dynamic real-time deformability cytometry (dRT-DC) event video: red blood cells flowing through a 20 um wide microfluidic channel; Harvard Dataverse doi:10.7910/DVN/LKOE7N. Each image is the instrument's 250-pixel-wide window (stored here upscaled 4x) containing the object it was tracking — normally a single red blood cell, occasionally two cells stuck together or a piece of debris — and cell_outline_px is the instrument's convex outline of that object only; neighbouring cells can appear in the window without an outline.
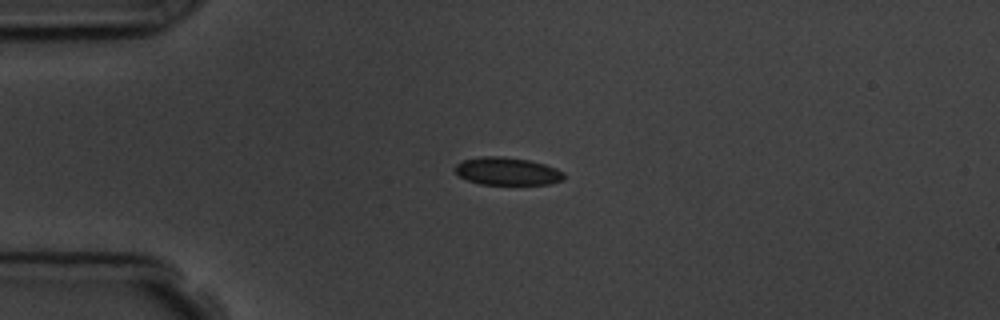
{"species": "common noctule bat (a hibernating species)", "species_latin": "Nyctalus noctula", "temperature_condition": "room temperature", "stored_images_in_passage": 4, "camera_frame_rate_fps": 3000, "um_per_image_px": 0.085, "animal": {"sex": "male", "body_mass_g": 19.5, "forearm_length_mm": 54.6}, "frame": {"image": 1, "passage_image": 3, "time_ms": 2.333, "image_size_px": [1000, 320], "cell_outline_px": [[564, 180], [548, 184], [480, 184], [468, 180], [460, 176], [452, 168], [456, 164], [464, 160], [480, 156], [504, 156], [528, 160], [544, 164], [556, 168], [564, 172]], "centroid_in_image_um": [43.11, 14.55], "position_along_channel_um": 41.9, "area_um2": 17.63}}